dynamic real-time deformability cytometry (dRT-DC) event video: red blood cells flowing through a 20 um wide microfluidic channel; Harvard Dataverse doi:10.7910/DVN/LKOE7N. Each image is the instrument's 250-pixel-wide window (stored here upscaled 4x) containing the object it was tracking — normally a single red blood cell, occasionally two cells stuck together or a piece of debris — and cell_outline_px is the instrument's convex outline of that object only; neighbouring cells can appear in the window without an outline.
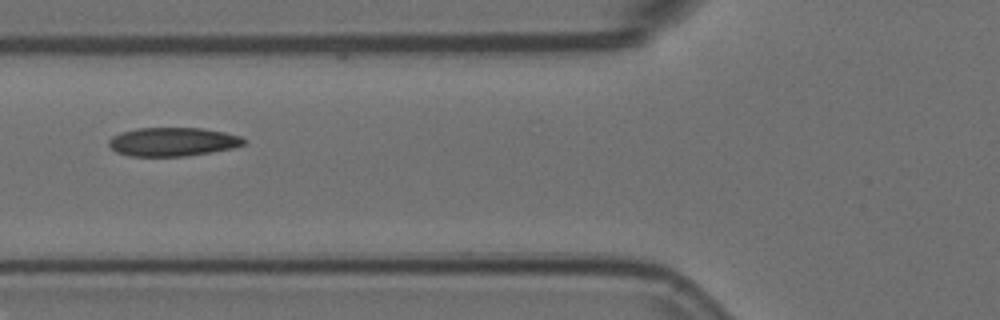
{"species": "Egyptian fruit bat (a non-hibernating species)", "species_latin": "Rousettus aegyptiacus", "temperature_condition": "room temperature", "stored_images_in_passage": 2, "camera_frame_rate_fps": 3000, "um_per_image_px": 0.085, "animal": {"sex": "female"}, "frame": {"image": 1, "passage_image": 2, "time_ms": 0.333, "image_size_px": [1000, 320], "cell_outline_px": [[248, 140], [244, 144], [232, 148], [184, 156], [128, 156], [116, 152], [108, 144], [108, 140], [112, 136], [124, 132], [140, 128], [200, 128], [224, 132], [240, 136]], "centroid_in_image_um": [14.68, 12.05], "position_along_channel_um": 111.1, "area_um2": 22.37}}